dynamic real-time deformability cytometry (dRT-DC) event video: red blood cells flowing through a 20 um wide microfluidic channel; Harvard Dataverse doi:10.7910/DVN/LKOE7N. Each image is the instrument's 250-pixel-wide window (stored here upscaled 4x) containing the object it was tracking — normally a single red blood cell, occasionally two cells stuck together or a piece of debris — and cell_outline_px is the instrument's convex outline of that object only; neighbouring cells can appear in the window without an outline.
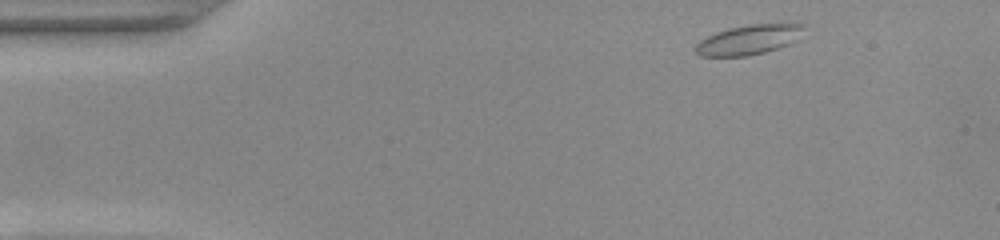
{"species": "common noctule bat (a hibernating species)", "species_latin": "Nyctalus noctula", "temperature_condition": "warm", "stored_images_in_passage": 47, "camera_frame_rate_fps": 3000, "um_per_image_px": 0.085, "animal": {"sex": "female", "body_mass_g": 22.0, "forearm_length_mm": 56.7}, "frame": {"image": 1, "passage_image": 2, "time_ms": 0.333, "image_size_px": [1000, 240], "cell_outline_px": [[804, 24], [796, 40], [788, 44], [764, 52], [748, 56], [700, 56], [692, 48], [700, 40], [716, 32], [728, 28], [752, 24]], "centroid_in_image_um": [63.56, 3.39], "position_along_channel_um": 21.4, "area_um2": 18.44}}
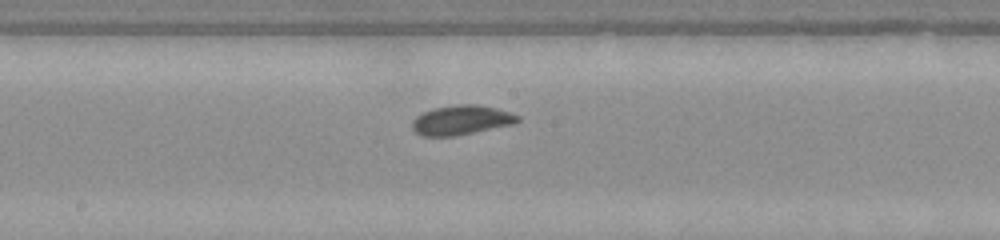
{"frame": {"image": 2, "passage_image": 23, "time_ms": 7.333, "image_size_px": [1000, 240], "cell_outline_px": [[520, 120], [516, 124], [456, 136], [420, 136], [412, 128], [412, 120], [416, 116], [432, 108], [456, 104], [476, 104], [496, 108], [520, 116]], "centroid_in_image_um": [39.22, 10.21], "position_along_channel_um": 209.0, "area_um2": 18.38}}
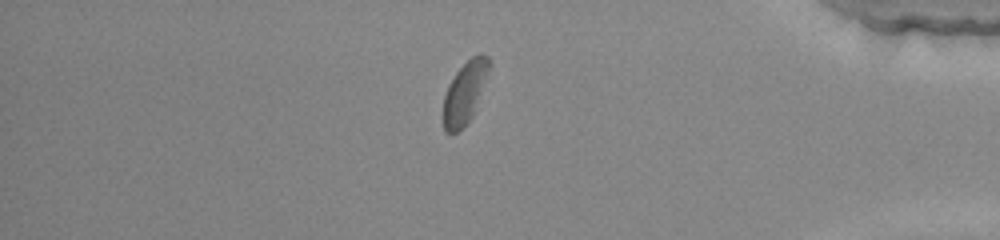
{"frame": {"image": 3, "passage_image": 40, "time_ms": 13.0, "image_size_px": [1000, 240], "cell_outline_px": [[492, 64], [472, 116], [456, 132], [444, 132], [444, 96], [448, 84], [456, 72], [472, 56], [480, 52], [488, 56]], "centroid_in_image_um": [39.53, 7.79], "position_along_channel_um": 395.7, "area_um2": 16.3}, "authors_computed_cell_mechanics": {"area_um2": 17.6868, "velocity_mm_per_s": 3.8643, "shape_relaxation_time_tau1_ms": 2.5837, "shape_relaxation_time_tau2_ms": 2.9129, "deformation_change_tau1": 0.1011, "deformation_change_tau2": 0.0822}}